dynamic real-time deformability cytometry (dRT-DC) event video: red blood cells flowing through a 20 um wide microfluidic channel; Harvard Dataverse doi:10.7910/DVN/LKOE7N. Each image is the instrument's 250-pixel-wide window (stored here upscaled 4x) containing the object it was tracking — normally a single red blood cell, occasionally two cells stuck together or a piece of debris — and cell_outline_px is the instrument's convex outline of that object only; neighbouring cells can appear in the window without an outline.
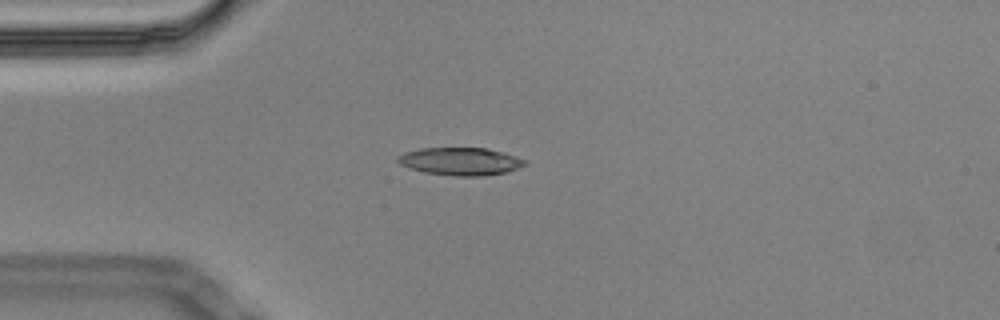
{"species": "Egyptian fruit bat (a non-hibernating species)", "species_latin": "Rousettus aegyptiacus", "temperature_condition": "cold", "stored_images_in_passage": 9, "camera_frame_rate_fps": 3000, "um_per_image_px": 0.085, "animal": {"sex": "male"}, "frame": {"image": 1, "passage_image": 3, "time_ms": 0.667, "image_size_px": [1000, 320], "cell_outline_px": [[528, 164], [508, 172], [484, 176], [452, 176], [424, 172], [400, 164], [396, 160], [396, 156], [404, 152], [420, 148], [488, 148], [516, 156], [524, 160]], "centroid_in_image_um": [39.14, 13.72], "position_along_channel_um": 45.9, "area_um2": 20.63}}
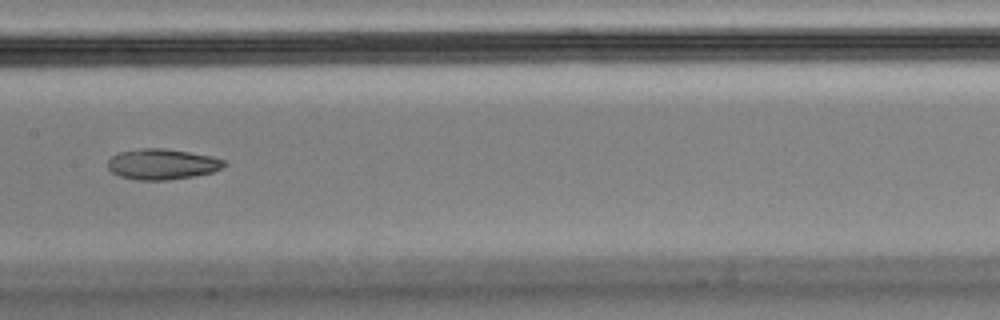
{"frame": {"image": 2, "passage_image": 7, "time_ms": 2.0, "image_size_px": [1000, 320], "cell_outline_px": [[228, 164], [212, 172], [192, 176], [168, 180], [136, 180], [120, 176], [112, 172], [108, 168], [108, 160], [112, 156], [120, 152], [144, 148], [164, 148], [212, 156], [224, 160]], "centroid_in_image_um": [13.78, 13.95], "position_along_channel_um": 193.6, "area_um2": 20.63}}
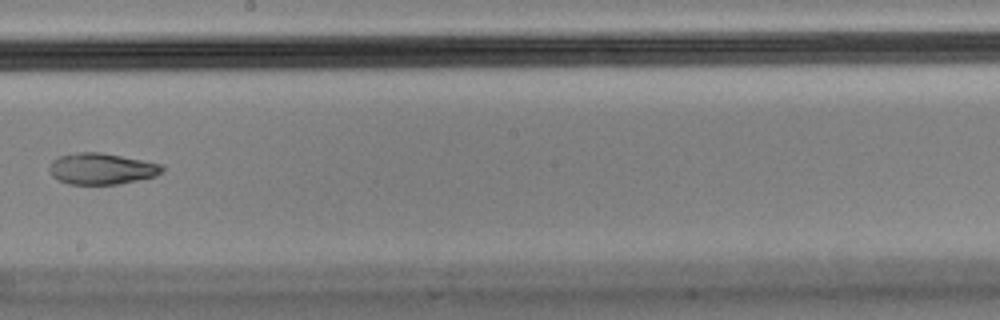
{"frame": {"image": 3, "passage_image": 8, "time_ms": 2.333, "image_size_px": [1000, 320], "cell_outline_px": [[164, 168], [156, 176], [116, 184], [68, 184], [52, 176], [48, 168], [52, 160], [60, 156], [80, 152], [100, 152], [160, 164]], "centroid_in_image_um": [8.58, 14.34], "position_along_channel_um": 239.6, "area_um2": 20.17}}